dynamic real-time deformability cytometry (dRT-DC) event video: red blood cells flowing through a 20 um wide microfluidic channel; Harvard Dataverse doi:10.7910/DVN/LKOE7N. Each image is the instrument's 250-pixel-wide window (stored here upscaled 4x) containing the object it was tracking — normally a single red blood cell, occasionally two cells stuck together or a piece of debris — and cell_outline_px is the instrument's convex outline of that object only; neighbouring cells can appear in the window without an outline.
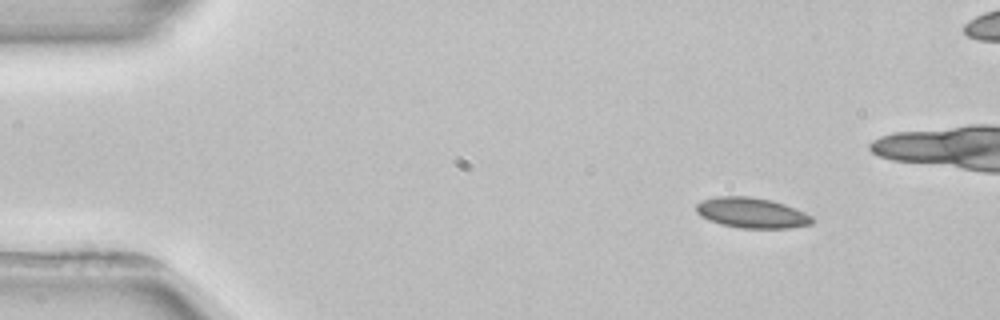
{"species": "common noctule bat (a hibernating species)", "species_latin": "Nyctalus noctula", "temperature_condition": "room temperature", "stored_images_in_passage": 5, "camera_frame_rate_fps": 3000, "um_per_image_px": 0.085, "animal": {"sex": "female", "body_mass_g": 22.7, "forearm_length_mm": 54.2}, "frame": {"image": 1, "passage_image": 1, "time_ms": 0.0, "image_size_px": [1000, 320], "cell_outline_px": [[816, 220], [812, 224], [788, 228], [740, 228], [720, 224], [708, 220], [700, 216], [696, 212], [696, 204], [700, 200], [716, 196], [752, 196], [772, 200], [796, 208], [812, 216]], "centroid_in_image_um": [63.89, 18.08], "position_along_channel_um": 21.1, "area_um2": 20.87}}